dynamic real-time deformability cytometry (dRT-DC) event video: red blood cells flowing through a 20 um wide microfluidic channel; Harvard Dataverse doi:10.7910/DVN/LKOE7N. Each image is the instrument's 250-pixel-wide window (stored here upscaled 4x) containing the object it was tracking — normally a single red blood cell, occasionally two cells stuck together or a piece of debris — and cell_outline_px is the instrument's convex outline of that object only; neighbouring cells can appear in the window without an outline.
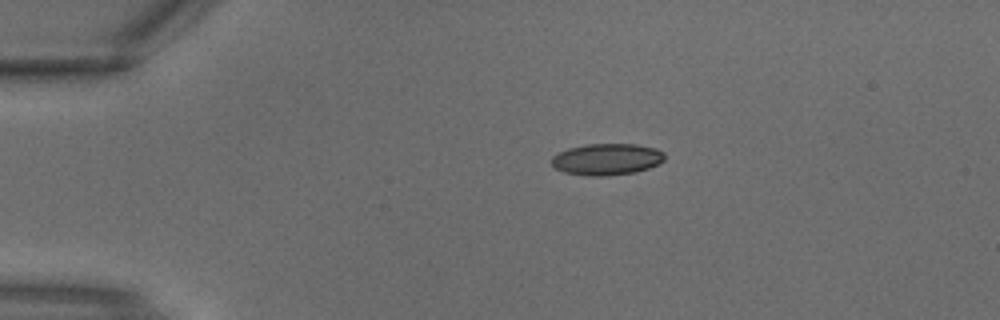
{"species": "common noctule bat (a hibernating species)", "species_latin": "Nyctalus noctula", "temperature_condition": "warm", "stored_images_in_passage": 3, "segment_of_instrument_passage": [1, 2], "camera_frame_rate_fps": 3000, "um_per_image_px": 0.085, "animal": {"sex": "male", "body_mass_g": 18.8}, "frame": {"image": 1, "passage_image": 1, "time_ms": 0.0, "image_size_px": [1000, 320], "cell_outline_px": [[664, 160], [648, 168], [636, 172], [608, 176], [592, 176], [564, 172], [556, 168], [552, 164], [552, 156], [568, 148], [588, 144], [636, 144], [656, 148], [664, 152]], "centroid_in_image_um": [51.59, 13.53], "position_along_channel_um": 33.4, "area_um2": 20.69}}